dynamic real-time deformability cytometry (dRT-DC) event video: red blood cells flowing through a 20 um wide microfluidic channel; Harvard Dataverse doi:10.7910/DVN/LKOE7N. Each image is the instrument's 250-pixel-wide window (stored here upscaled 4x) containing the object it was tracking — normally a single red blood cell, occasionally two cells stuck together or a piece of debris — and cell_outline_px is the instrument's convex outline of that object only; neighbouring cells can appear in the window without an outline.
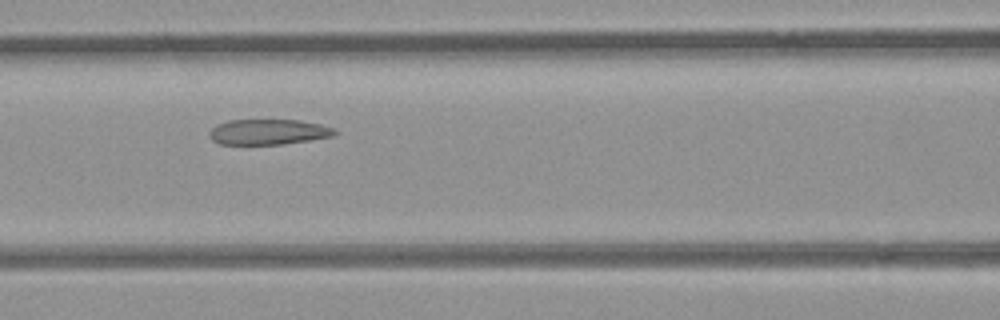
{"species": "common noctule bat (a hibernating species)", "species_latin": "Nyctalus noctula", "temperature_condition": "room temperature", "stored_images_in_passage": 7, "camera_frame_rate_fps": 3000, "um_per_image_px": 0.085, "animal": {"sex": "female", "body_mass_g": 21.9}, "frame": {"image": 1, "passage_image": 5, "time_ms": 5.333, "image_size_px": [1000, 320], "cell_outline_px": [[340, 132], [332, 136], [308, 140], [280, 144], [220, 144], [212, 140], [212, 128], [216, 124], [228, 120], [300, 120], [320, 124], [336, 128]], "centroid_in_image_um": [22.87, 11.2], "position_along_channel_um": 143.7, "area_um2": 18.44}}
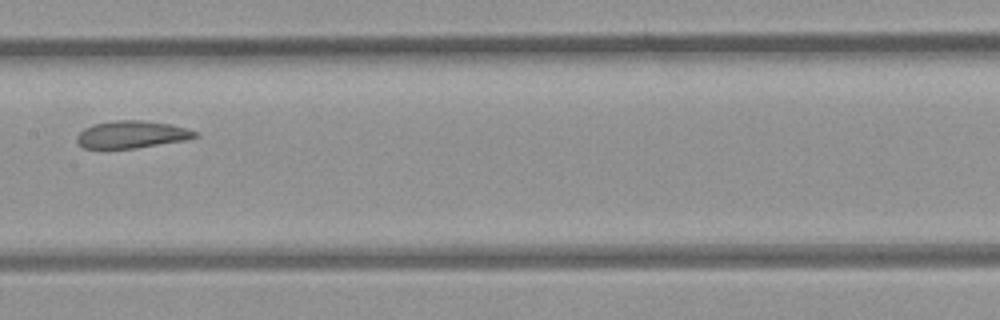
{"frame": {"image": 2, "passage_image": 6, "time_ms": 6.667, "image_size_px": [1000, 320], "cell_outline_px": [[200, 136], [184, 140], [136, 148], [84, 148], [76, 140], [76, 136], [84, 128], [96, 124], [112, 120], [144, 120], [168, 124], [188, 128], [196, 132]], "centroid_in_image_um": [11.2, 11.42], "position_along_channel_um": 196.2, "area_um2": 18.67}}
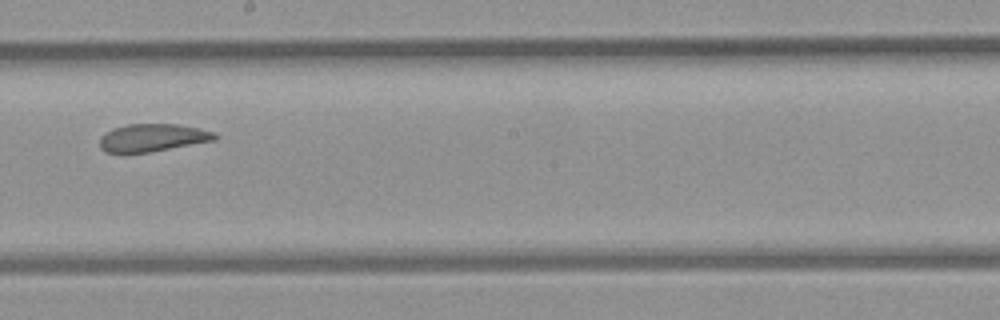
{"frame": {"image": 3, "passage_image": 7, "time_ms": 7.667, "image_size_px": [1000, 320], "cell_outline_px": [[220, 136], [216, 140], [148, 152], [124, 156], [104, 152], [100, 148], [100, 136], [112, 128], [128, 124], [176, 124], [200, 128], [216, 132]], "centroid_in_image_um": [12.92, 11.73], "position_along_channel_um": 235.3, "area_um2": 19.25}}